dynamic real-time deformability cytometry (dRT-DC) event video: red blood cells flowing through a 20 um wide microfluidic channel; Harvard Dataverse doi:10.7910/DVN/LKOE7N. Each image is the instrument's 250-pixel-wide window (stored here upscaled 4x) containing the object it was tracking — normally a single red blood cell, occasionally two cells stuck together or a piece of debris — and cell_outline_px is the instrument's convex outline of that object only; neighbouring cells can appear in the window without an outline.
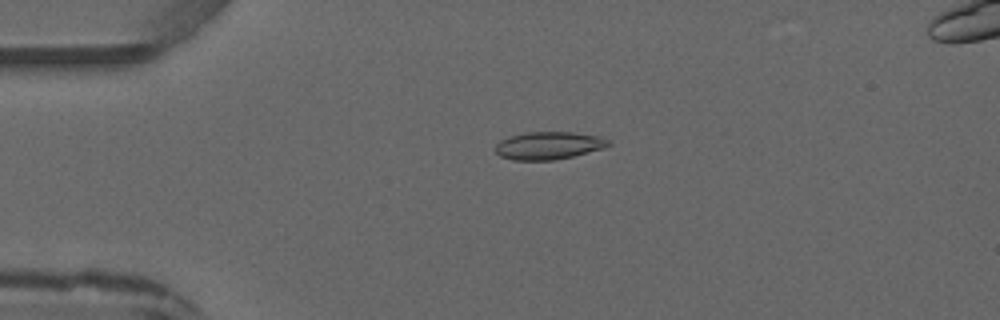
{"species": "common noctule bat (a hibernating species)", "species_latin": "Nyctalus noctula", "temperature_condition": "warm", "stored_images_in_passage": 5, "camera_frame_rate_fps": 3000, "um_per_image_px": 0.085, "animal": {"sex": "male", "forearm_length_mm": 52.5}, "frame": {"image": 1, "passage_image": 3, "time_ms": 2.333, "image_size_px": [1000, 320], "cell_outline_px": [[612, 144], [604, 148], [556, 160], [512, 160], [500, 156], [496, 152], [496, 144], [500, 140], [508, 136], [528, 132], [572, 132], [600, 136], [608, 140]], "centroid_in_image_um": [46.63, 12.37], "position_along_channel_um": 38.4, "area_um2": 18.26}}